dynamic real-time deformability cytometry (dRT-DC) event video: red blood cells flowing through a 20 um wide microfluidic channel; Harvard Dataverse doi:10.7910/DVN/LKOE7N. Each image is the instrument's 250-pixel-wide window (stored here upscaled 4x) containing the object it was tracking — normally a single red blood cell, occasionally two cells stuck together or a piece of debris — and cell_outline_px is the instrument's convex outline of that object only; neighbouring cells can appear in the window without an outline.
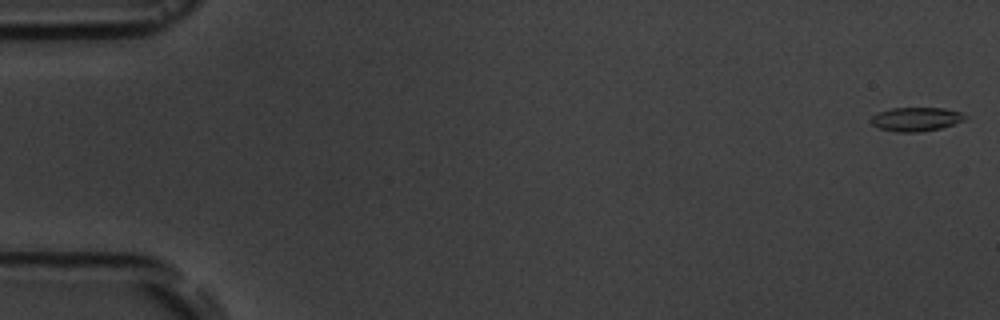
{"species": "common noctule bat (a hibernating species)", "species_latin": "Nyctalus noctula", "temperature_condition": "room temperature", "stored_images_in_passage": 5, "camera_frame_rate_fps": 3000, "um_per_image_px": 0.085, "animal": {"sex": "male", "body_mass_g": 19.5, "forearm_length_mm": 54.6}, "frame": {"image": 1, "passage_image": 1, "time_ms": 0.0, "image_size_px": [1000, 320], "cell_outline_px": [[968, 116], [964, 120], [940, 128], [916, 132], [896, 132], [880, 128], [872, 124], [868, 120], [872, 116], [880, 112], [892, 108], [944, 108], [960, 112]], "centroid_in_image_um": [77.85, 10.13], "position_along_channel_um": 7.2, "area_um2": 12.95}}
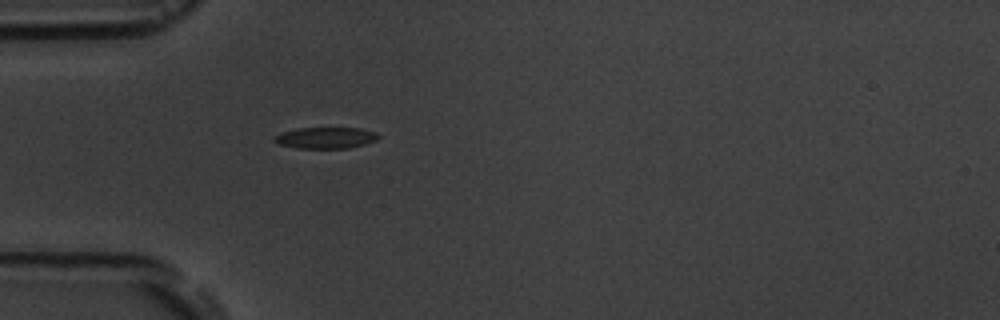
{"frame": {"image": 2, "passage_image": 5, "time_ms": 5.333, "image_size_px": [1000, 320], "cell_outline_px": [[380, 136], [376, 140], [364, 144], [348, 148], [296, 148], [276, 144], [272, 140], [272, 136], [280, 132], [296, 128], [360, 128], [376, 132]], "centroid_in_image_um": [27.6, 11.71], "position_along_channel_um": 57.4, "area_um2": 13.12}}